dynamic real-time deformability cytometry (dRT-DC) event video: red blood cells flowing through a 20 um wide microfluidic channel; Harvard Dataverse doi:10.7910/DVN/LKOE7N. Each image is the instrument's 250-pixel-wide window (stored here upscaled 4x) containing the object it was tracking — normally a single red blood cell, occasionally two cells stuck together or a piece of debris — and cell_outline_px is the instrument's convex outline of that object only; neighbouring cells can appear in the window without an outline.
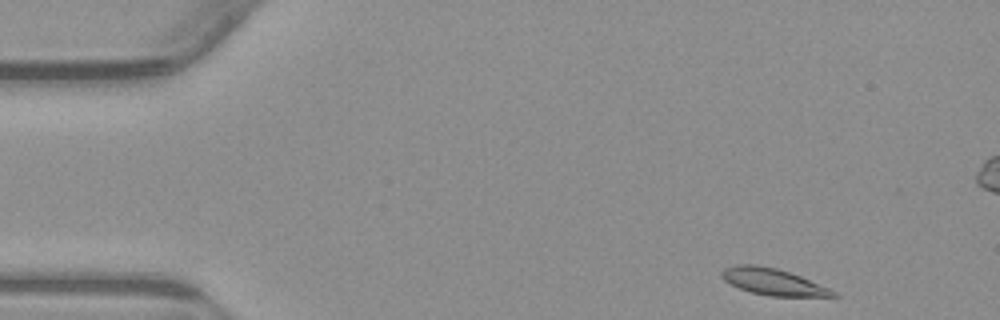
{"species": "common noctule bat (a hibernating species)", "species_latin": "Nyctalus noctula", "temperature_condition": "warm", "stored_images_in_passage": 50, "camera_frame_rate_fps": 3000, "um_per_image_px": 0.085, "animal": {"sex": "male", "body_mass_g": 23.1, "forearm_length_mm": 52.7}, "frame": {"image": 1, "passage_image": 1, "time_ms": 0.0, "image_size_px": [1000, 320], "cell_outline_px": [[840, 296], [768, 296], [752, 292], [740, 288], [724, 280], [720, 276], [720, 272], [724, 268], [736, 264], [756, 264], [776, 268], [800, 276], [828, 288], [836, 292]], "centroid_in_image_um": [65.66, 23.94], "position_along_channel_um": 19.3, "area_um2": 17.05}}
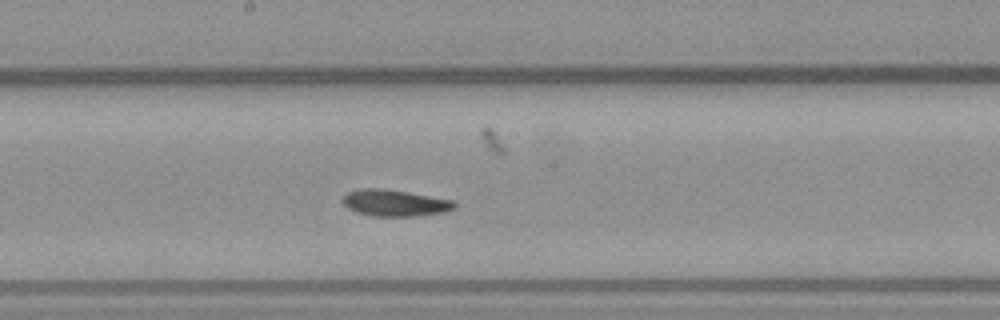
{"frame": {"image": 2, "passage_image": 24, "time_ms": 7.667, "image_size_px": [1000, 320], "cell_outline_px": [[456, 208], [444, 212], [420, 216], [372, 216], [356, 212], [348, 208], [340, 200], [348, 192], [360, 188], [380, 188], [408, 192], [452, 200], [456, 204]], "centroid_in_image_um": [33.54, 17.25], "position_along_channel_um": 214.7, "area_um2": 17.34}}
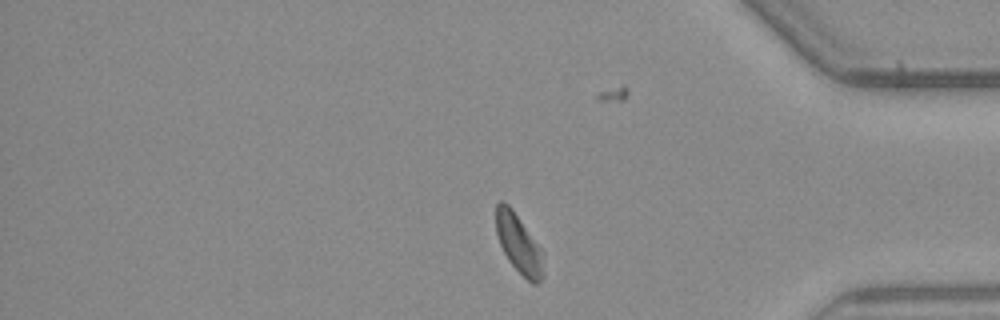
{"frame": {"image": 3, "passage_image": 40, "time_ms": 13.0, "image_size_px": [1000, 320], "cell_outline_px": [[544, 276], [536, 284], [532, 284], [508, 260], [500, 244], [496, 232], [496, 204], [500, 200], [504, 200], [512, 208], [544, 252]], "centroid_in_image_um": [44.12, 20.71], "position_along_channel_um": 391.1, "area_um2": 16.42}, "authors_computed_cell_mechanics": {"area_um2": 17.1377, "velocity_mm_per_s": 3.7989, "shape_relaxation_time_tau1_ms": null, "shape_relaxation_time_tau2_ms": 3.4201, "deformation_change_tau1": null, "deformation_change_tau2": 0.0726}}